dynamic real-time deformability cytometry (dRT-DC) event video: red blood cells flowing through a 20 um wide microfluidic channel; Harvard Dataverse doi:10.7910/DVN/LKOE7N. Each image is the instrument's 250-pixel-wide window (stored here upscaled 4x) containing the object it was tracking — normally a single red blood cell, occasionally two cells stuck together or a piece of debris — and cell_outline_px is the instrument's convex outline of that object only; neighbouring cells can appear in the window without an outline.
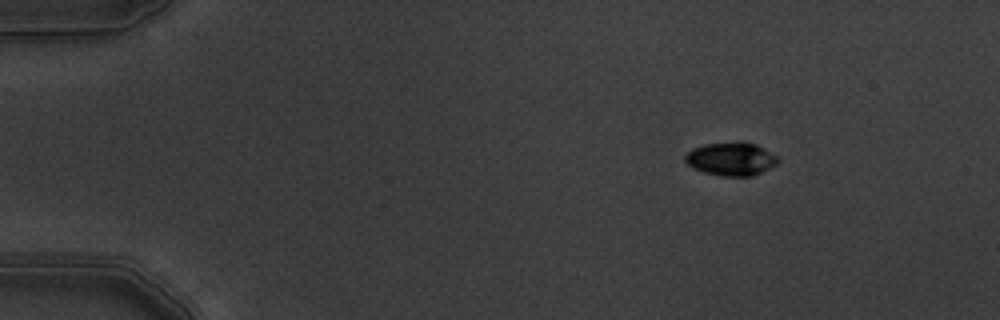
{"species": "common noctule bat (a hibernating species)", "species_latin": "Nyctalus noctula", "temperature_condition": "warm", "stored_images_in_passage": 5, "segment_of_instrument_passage": [1, 2], "camera_frame_rate_fps": 3000, "um_per_image_px": 0.085, "animal": {"sex": "male", "body_mass_g": 19.5, "forearm_length_mm": 54.6}, "frame": {"image": 1, "passage_image": 1, "time_ms": 0.0, "image_size_px": [1000, 320], "cell_outline_px": [[780, 160], [776, 164], [752, 176], [720, 176], [704, 172], [692, 168], [684, 160], [684, 156], [692, 148], [704, 144], [740, 140], [744, 140], [756, 144], [776, 156]], "centroid_in_image_um": [62.11, 13.48], "position_along_channel_um": 22.9, "area_um2": 18.21}}
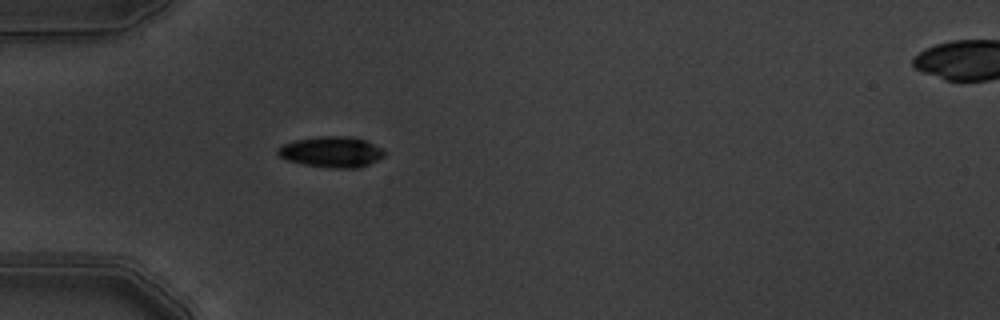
{"frame": {"image": 2, "passage_image": 4, "time_ms": 1.0, "image_size_px": [1000, 320], "cell_outline_px": [[384, 156], [360, 168], [328, 168], [304, 164], [288, 160], [280, 156], [276, 152], [276, 148], [284, 144], [296, 140], [320, 136], [352, 136], [364, 140], [384, 148]], "centroid_in_image_um": [28.19, 12.91], "position_along_channel_um": 56.8, "area_um2": 19.13}}